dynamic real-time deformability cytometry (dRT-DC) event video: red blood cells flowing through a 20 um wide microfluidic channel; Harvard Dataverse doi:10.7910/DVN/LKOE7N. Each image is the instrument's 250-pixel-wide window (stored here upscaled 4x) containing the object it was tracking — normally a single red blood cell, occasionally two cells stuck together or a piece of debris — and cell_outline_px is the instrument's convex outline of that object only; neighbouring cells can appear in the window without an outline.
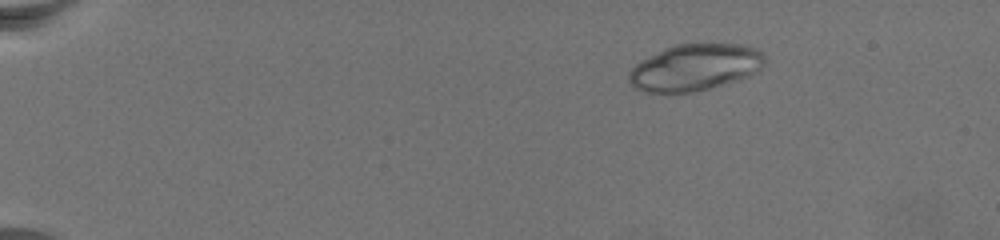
{"species": "common noctule bat (a hibernating species)", "species_latin": "Nyctalus noctula", "temperature_condition": "warm", "stored_images_in_passage": 34, "camera_frame_rate_fps": 3000, "um_per_image_px": 0.085, "animal": {"sex": "female", "body_mass_g": 19.5, "forearm_length_mm": 54.1}, "frame": {"image": 1, "passage_image": 14, "time_ms": 4.333, "image_size_px": [1000, 240], "cell_outline_px": [[764, 64], [760, 72], [736, 80], [708, 88], [692, 92], [644, 92], [636, 88], [628, 80], [628, 72], [636, 64], [664, 48], [676, 44], [744, 44], [760, 48], [764, 52]], "centroid_in_image_um": [59.12, 5.71], "position_along_channel_um": 25.9, "area_um2": 36.88}}